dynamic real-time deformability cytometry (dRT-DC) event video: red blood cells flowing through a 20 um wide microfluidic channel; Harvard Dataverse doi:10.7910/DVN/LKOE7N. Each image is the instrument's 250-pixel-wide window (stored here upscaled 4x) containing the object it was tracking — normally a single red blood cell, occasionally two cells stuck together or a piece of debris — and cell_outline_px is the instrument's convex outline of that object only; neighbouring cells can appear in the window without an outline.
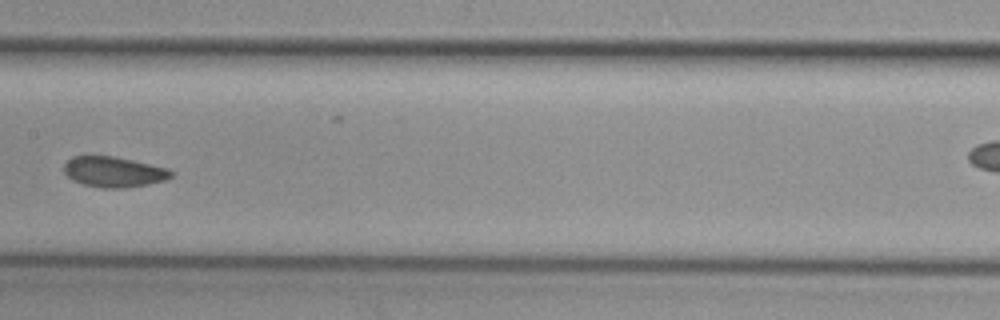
{"species": "common noctule bat (a hibernating species)", "species_latin": "Nyctalus noctula", "temperature_condition": "cold", "stored_images_in_passage": 12, "camera_frame_rate_fps": 3000, "um_per_image_px": 0.085, "animal": {"sex": "female", "body_mass_g": 29.2, "forearm_length_mm": 56.3}, "frame": {"image": 1, "passage_image": 6, "time_ms": 1.667, "image_size_px": [1000, 320], "cell_outline_px": [[172, 176], [164, 180], [148, 184], [120, 188], [100, 188], [84, 184], [72, 180], [64, 172], [64, 164], [72, 156], [112, 156], [132, 160], [168, 168], [172, 172]], "centroid_in_image_um": [9.64, 14.61], "position_along_channel_um": 197.8, "area_um2": 18.84}}
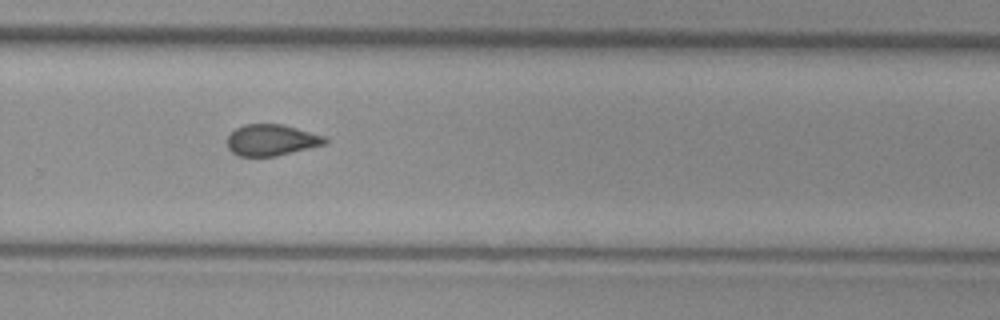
{"frame": {"image": 2, "passage_image": 9, "time_ms": 2.667, "image_size_px": [1000, 320], "cell_outline_px": [[328, 144], [276, 156], [240, 156], [232, 152], [228, 148], [228, 136], [236, 128], [244, 124], [280, 124], [296, 128], [324, 136], [328, 140]], "centroid_in_image_um": [23.09, 11.91], "position_along_channel_um": 306.7, "area_um2": 17.74}}
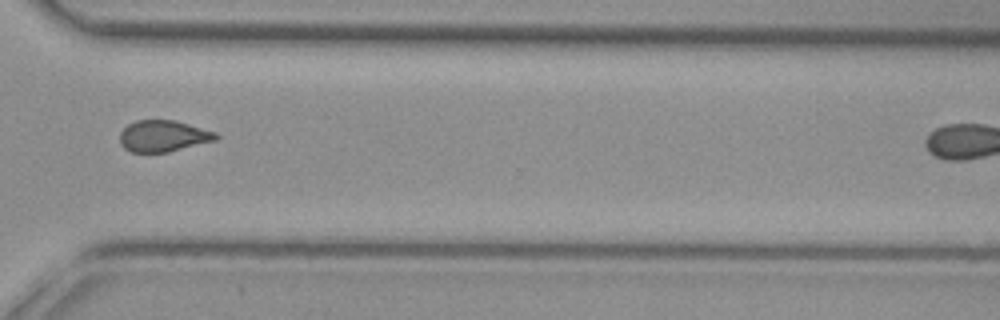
{"frame": {"image": 3, "passage_image": 10, "time_ms": 3.0, "image_size_px": [1000, 320], "cell_outline_px": [[220, 136], [216, 140], [168, 152], [132, 152], [124, 148], [120, 144], [120, 132], [128, 124], [136, 120], [176, 120], [216, 132]], "centroid_in_image_um": [13.88, 11.56], "position_along_channel_um": 356.7, "area_um2": 17.63}}